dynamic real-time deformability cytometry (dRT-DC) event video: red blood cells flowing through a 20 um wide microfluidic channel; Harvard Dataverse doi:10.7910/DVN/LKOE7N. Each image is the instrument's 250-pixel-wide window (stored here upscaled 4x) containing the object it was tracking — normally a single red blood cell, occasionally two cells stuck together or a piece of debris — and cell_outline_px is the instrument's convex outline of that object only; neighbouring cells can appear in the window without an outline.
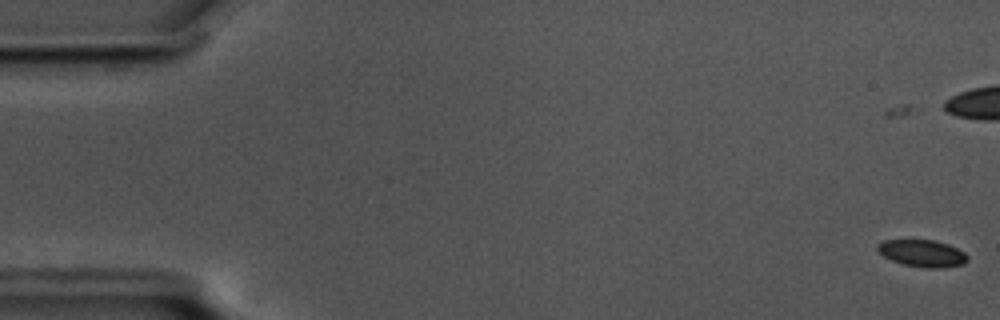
{"species": "common noctule bat (a hibernating species)", "species_latin": "Nyctalus noctula", "temperature_condition": "cold", "stored_images_in_passage": 3, "camera_frame_rate_fps": 3000, "um_per_image_px": 0.085, "animal": {"sex": "male", "body_mass_g": 17.5, "forearm_length_mm": 52.3}, "frame": {"image": 1, "passage_image": 3, "time_ms": 0.667, "image_size_px": [1000, 320], "cell_outline_px": [[968, 260], [964, 264], [944, 268], [928, 268], [904, 264], [892, 260], [884, 256], [876, 248], [876, 244], [884, 240], [936, 240], [948, 244], [964, 252], [968, 256]], "centroid_in_image_um": [78.42, 21.53], "position_along_channel_um": 6.6, "area_um2": 14.16}}